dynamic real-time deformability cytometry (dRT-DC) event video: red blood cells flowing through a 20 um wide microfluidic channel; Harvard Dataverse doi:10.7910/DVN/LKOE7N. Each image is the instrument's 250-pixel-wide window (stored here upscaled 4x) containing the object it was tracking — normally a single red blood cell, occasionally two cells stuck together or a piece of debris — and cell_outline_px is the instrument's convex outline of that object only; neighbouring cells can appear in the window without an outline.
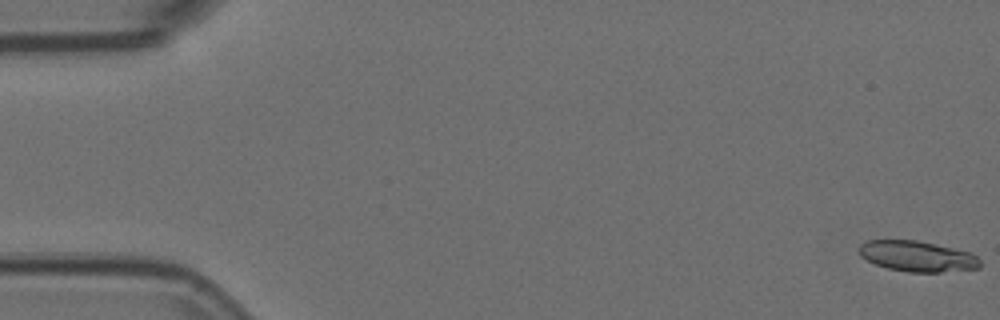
{"species": "Egyptian fruit bat (a non-hibernating species)", "species_latin": "Rousettus aegyptiacus", "temperature_condition": "room temperature", "stored_images_in_passage": 27, "camera_frame_rate_fps": 3000, "um_per_image_px": 0.085, "animal": {"sex": "female"}, "frame": {"image": 1, "passage_image": 1, "time_ms": 0.0, "image_size_px": [1000, 320], "cell_outline_px": [[980, 268], [940, 272], [908, 272], [888, 268], [876, 264], [860, 256], [860, 244], [868, 240], [916, 240], [972, 252], [980, 260]], "centroid_in_image_um": [77.99, 21.78], "position_along_channel_um": 7.0, "area_um2": 21.5}}
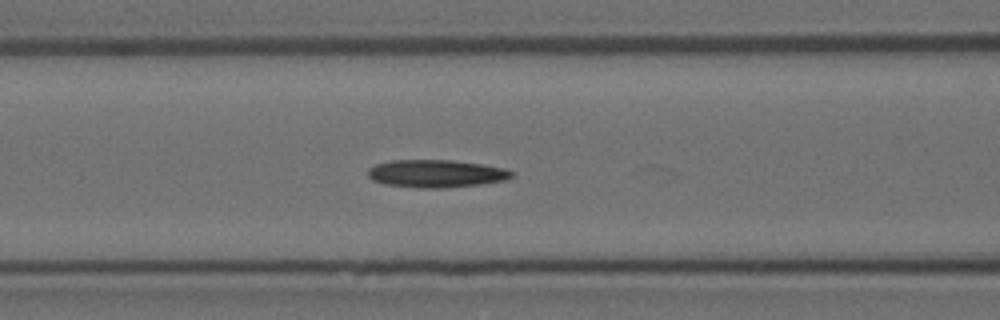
{"frame": {"image": 2, "passage_image": 23, "time_ms": 7.333, "image_size_px": [1000, 320], "cell_outline_px": [[512, 176], [508, 180], [480, 184], [444, 188], [420, 188], [384, 184], [372, 180], [368, 176], [368, 168], [376, 164], [392, 160], [452, 160], [480, 164], [504, 168], [512, 172]], "centroid_in_image_um": [37.05, 14.76], "position_along_channel_um": 129.6, "area_um2": 23.18}}
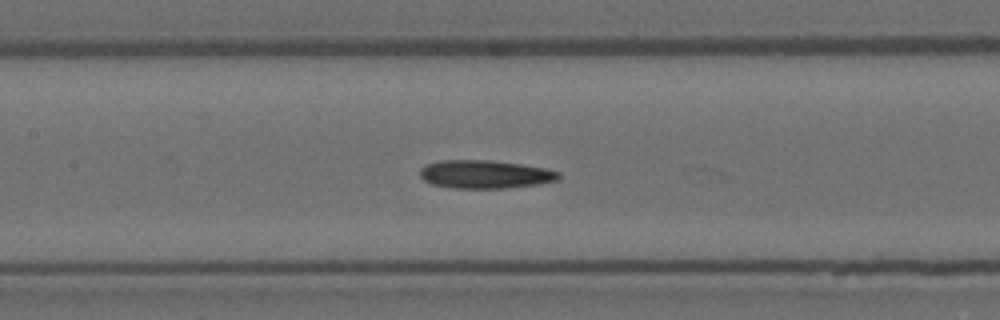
{"frame": {"image": 3, "passage_image": 26, "time_ms": 8.333, "image_size_px": [1000, 320], "cell_outline_px": [[560, 180], [540, 184], [508, 188], [452, 188], [432, 184], [424, 180], [420, 176], [420, 168], [428, 164], [440, 160], [488, 160], [520, 164], [544, 168], [560, 172]], "centroid_in_image_um": [41.25, 14.82], "position_along_channel_um": 166.2, "area_um2": 22.89}}